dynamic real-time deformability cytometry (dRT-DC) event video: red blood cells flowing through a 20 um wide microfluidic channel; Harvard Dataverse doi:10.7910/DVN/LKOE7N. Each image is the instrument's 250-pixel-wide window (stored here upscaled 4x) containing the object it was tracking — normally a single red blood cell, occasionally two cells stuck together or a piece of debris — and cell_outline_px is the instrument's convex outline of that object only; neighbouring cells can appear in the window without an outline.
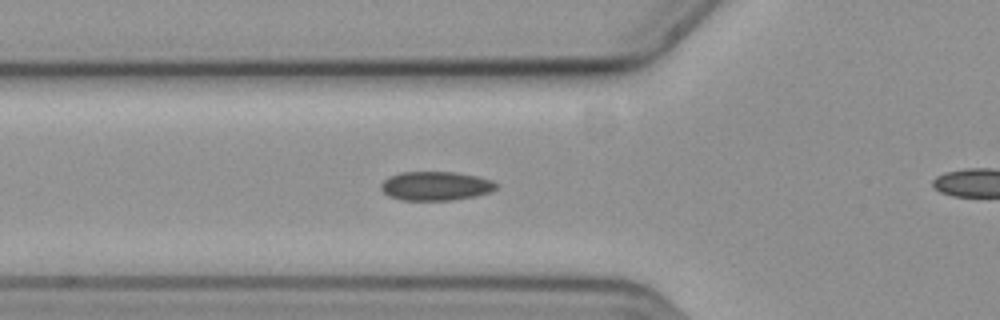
{"species": "common noctule bat (a hibernating species)", "species_latin": "Nyctalus noctula", "temperature_condition": "cold", "stored_images_in_passage": 29, "camera_frame_rate_fps": 3000, "um_per_image_px": 0.085, "animal": {"sex": "female", "body_mass_g": 19.3, "forearm_length_mm": 54.1}, "frame": {"image": 1, "passage_image": 2, "time_ms": 0.333, "image_size_px": [1000, 320], "cell_outline_px": [[500, 184], [496, 188], [488, 192], [476, 196], [452, 200], [400, 200], [388, 196], [380, 188], [380, 184], [388, 176], [400, 172], [456, 172], [476, 176], [492, 180]], "centroid_in_image_um": [37.02, 15.8], "position_along_channel_um": 88.8, "area_um2": 19.59}}
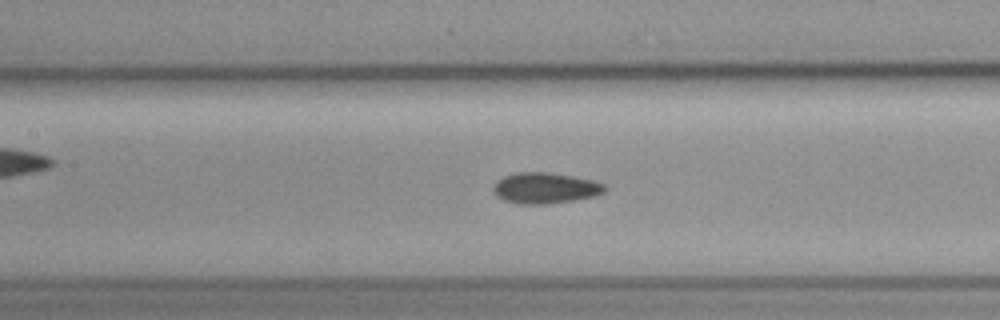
{"frame": {"image": 2, "passage_image": 8, "time_ms": 2.333, "image_size_px": [1000, 320], "cell_outline_px": [[608, 188], [604, 192], [592, 196], [552, 204], [520, 204], [504, 200], [496, 196], [492, 192], [492, 184], [496, 180], [504, 176], [516, 172], [548, 172], [572, 176], [592, 180], [604, 184]], "centroid_in_image_um": [46.28, 15.98], "position_along_channel_um": 161.1, "area_um2": 20.23}}
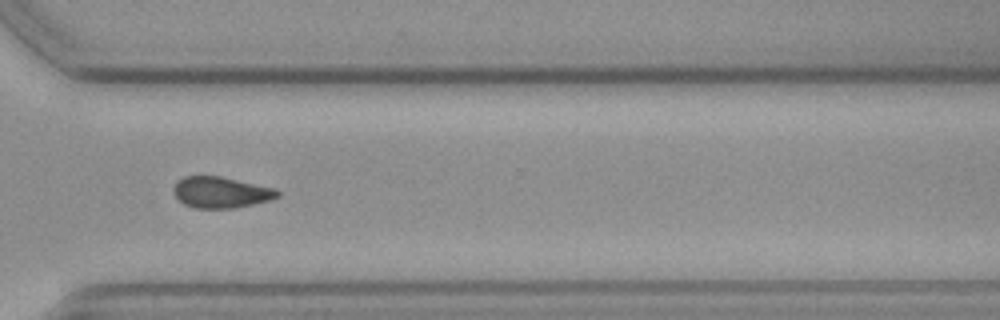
{"frame": {"image": 3, "passage_image": 24, "time_ms": 7.667, "image_size_px": [1000, 320], "cell_outline_px": [[280, 196], [272, 200], [236, 208], [192, 208], [184, 204], [172, 192], [176, 184], [184, 176], [220, 176], [276, 188], [280, 192]], "centroid_in_image_um": [18.83, 16.36], "position_along_channel_um": 351.8, "area_um2": 18.96}}